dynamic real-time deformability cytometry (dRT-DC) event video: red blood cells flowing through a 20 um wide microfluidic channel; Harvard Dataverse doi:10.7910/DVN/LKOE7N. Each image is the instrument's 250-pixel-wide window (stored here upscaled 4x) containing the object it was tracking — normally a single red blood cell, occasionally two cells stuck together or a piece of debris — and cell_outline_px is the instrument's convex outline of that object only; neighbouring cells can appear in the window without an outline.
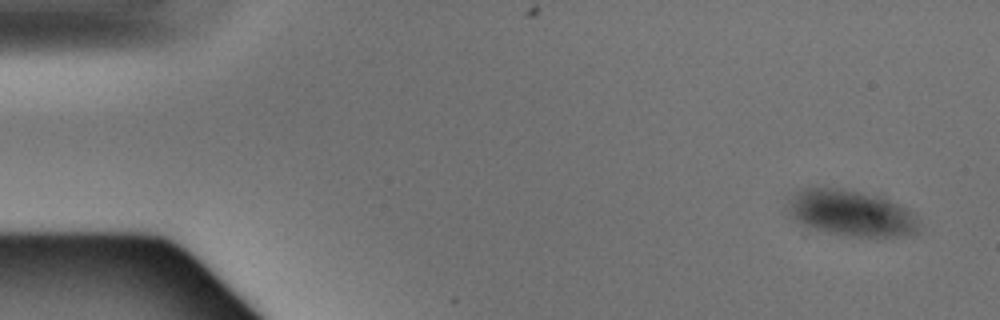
{"species": "Egyptian fruit bat (a non-hibernating species)", "species_latin": "Rousettus aegyptiacus", "temperature_condition": "warm", "stored_images_in_passage": 4, "camera_frame_rate_fps": 3000, "um_per_image_px": 0.085, "animal": {"sex": "male"}, "frame": {"image": 1, "passage_image": 1, "time_ms": 0.0, "image_size_px": [1000, 320], "cell_outline_px": [[920, 232], [904, 236], [852, 236], [816, 228], [800, 224], [788, 212], [788, 204], [796, 192], [804, 188], [840, 188], [884, 192], [912, 212], [920, 220]], "centroid_in_image_um": [72.49, 18.06], "position_along_channel_um": 12.5, "area_um2": 36.01}}
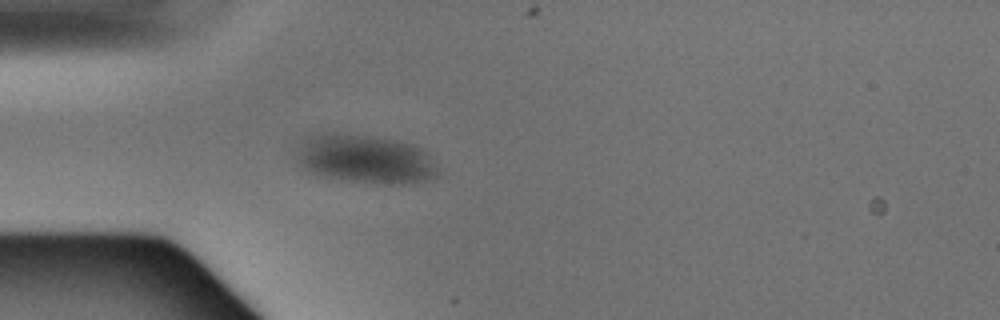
{"frame": {"image": 2, "passage_image": 4, "time_ms": 1.0, "image_size_px": [1000, 320], "cell_outline_px": [[440, 172], [436, 176], [424, 180], [408, 184], [388, 184], [352, 180], [320, 176], [308, 172], [300, 168], [292, 156], [304, 140], [320, 132], [336, 132], [372, 136], [416, 144], [424, 148], [436, 164]], "centroid_in_image_um": [31.02, 13.5], "position_along_channel_um": 54.0, "area_um2": 40.86}}